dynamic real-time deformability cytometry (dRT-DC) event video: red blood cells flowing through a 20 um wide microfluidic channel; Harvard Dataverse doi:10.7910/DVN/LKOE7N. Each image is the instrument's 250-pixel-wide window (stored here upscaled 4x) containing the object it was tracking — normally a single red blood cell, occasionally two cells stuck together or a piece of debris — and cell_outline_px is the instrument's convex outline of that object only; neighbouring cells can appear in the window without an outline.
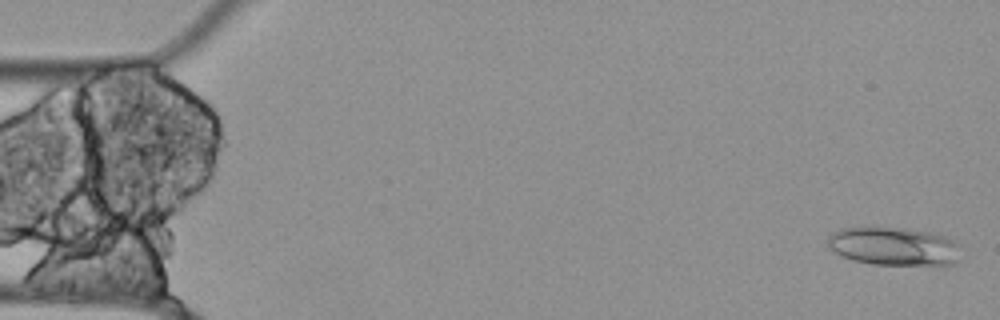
{"species": "Egyptian fruit bat (a non-hibernating species)", "species_latin": "Rousettus aegyptiacus", "temperature_condition": "cold", "stored_images_in_passage": 56, "camera_frame_rate_fps": 3000, "um_per_image_px": 0.085, "animal": {"sex": "female"}, "frame": {"image": 1, "passage_image": 2, "time_ms": 0.333, "image_size_px": [1000, 320], "cell_outline_px": [[960, 260], [956, 264], [872, 264], [856, 260], [844, 256], [828, 248], [828, 236], [832, 232], [840, 228], [872, 224], [908, 228], [928, 232], [944, 236], [956, 240]], "centroid_in_image_um": [75.93, 20.87], "position_along_channel_um": 9.1, "area_um2": 30.35}}
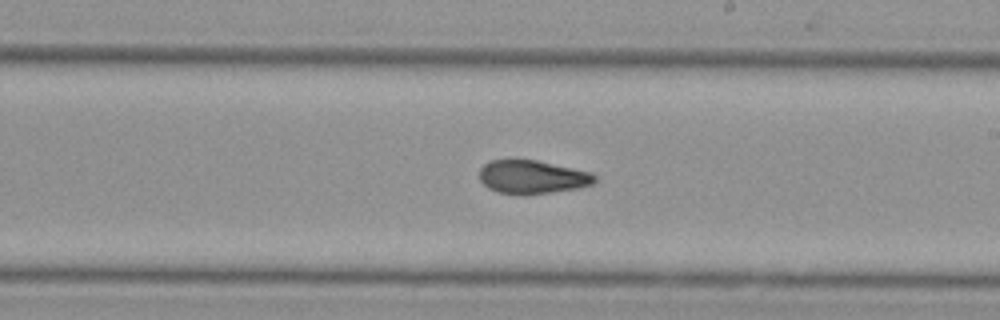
{"frame": {"image": 2, "passage_image": 32, "time_ms": 10.333, "image_size_px": [1000, 320], "cell_outline_px": [[596, 180], [592, 184], [580, 188], [552, 192], [496, 192], [488, 188], [480, 180], [480, 168], [484, 164], [492, 160], [536, 160], [592, 172], [596, 176]], "centroid_in_image_um": [45.28, 15.01], "position_along_channel_um": 243.7, "area_um2": 21.91}}
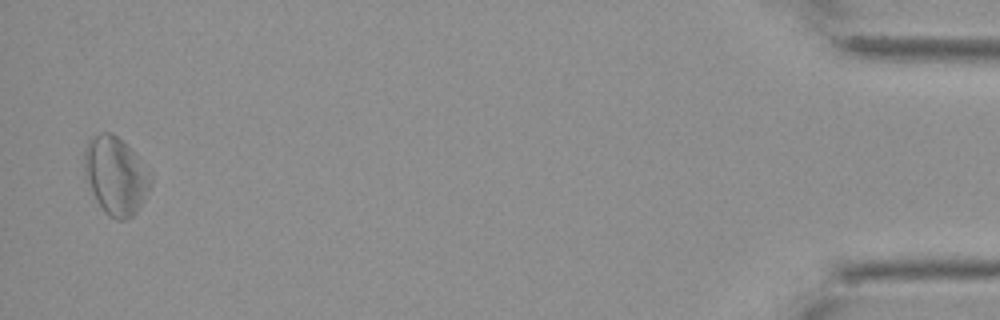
{"frame": {"image": 3, "passage_image": 55, "time_ms": 18.0, "image_size_px": [1000, 320], "cell_outline_px": [[152, 184], [136, 212], [128, 220], [116, 220], [108, 216], [104, 212], [96, 200], [84, 176], [84, 148], [88, 140], [92, 136], [100, 132], [112, 132], [132, 152], [152, 176]], "centroid_in_image_um": [9.79, 14.95], "position_along_channel_um": 425.4, "area_um2": 29.88}}